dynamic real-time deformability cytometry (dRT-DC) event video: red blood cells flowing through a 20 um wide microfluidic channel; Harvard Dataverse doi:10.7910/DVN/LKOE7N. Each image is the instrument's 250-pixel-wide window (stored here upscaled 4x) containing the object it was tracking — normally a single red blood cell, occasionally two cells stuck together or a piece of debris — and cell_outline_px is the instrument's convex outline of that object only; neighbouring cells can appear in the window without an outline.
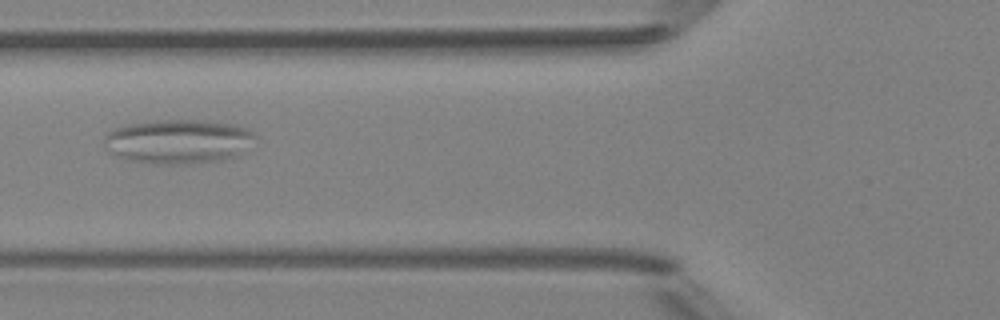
{"species": "Egyptian fruit bat (a non-hibernating species)", "species_latin": "Rousettus aegyptiacus", "temperature_condition": "room temperature", "stored_images_in_passage": 10, "camera_frame_rate_fps": 3000, "um_per_image_px": 0.085, "animal": {"sex": "female"}, "frame": {"image": 1, "passage_image": 5, "time_ms": 4.667, "image_size_px": [1000, 320], "cell_outline_px": [[256, 136], [236, 156], [220, 160], [188, 164], [152, 164], [124, 160], [116, 156], [104, 144], [104, 136], [108, 132], [124, 124], [156, 120], [200, 120], [232, 124], [248, 128]], "centroid_in_image_um": [15.09, 12.02], "position_along_channel_um": 110.7, "area_um2": 38.96}}
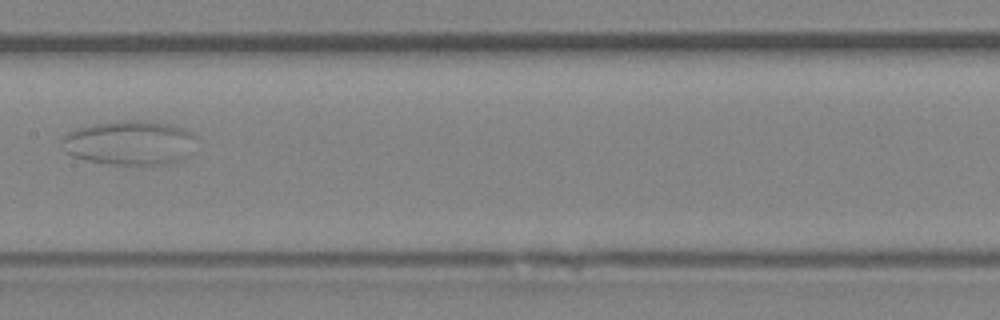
{"frame": {"image": 2, "passage_image": 7, "time_ms": 7.0, "image_size_px": [1000, 320], "cell_outline_px": [[196, 136], [192, 152], [184, 160], [168, 164], [112, 164], [88, 160], [72, 156], [64, 152], [64, 136], [68, 132], [76, 128], [116, 120], [144, 120], [168, 124], [184, 128], [192, 132]], "centroid_in_image_um": [11.08, 12.13], "position_along_channel_um": 196.3, "area_um2": 34.91}}
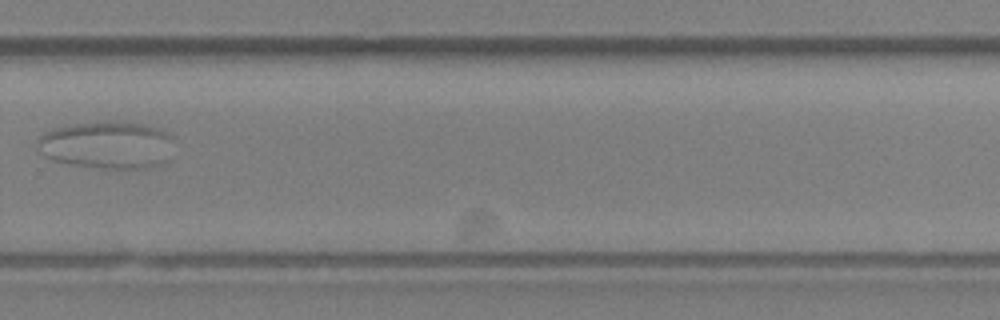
{"frame": {"image": 3, "passage_image": 10, "time_ms": 10.333, "image_size_px": [1000, 320], "cell_outline_px": [[172, 136], [160, 164], [140, 168], [104, 168], [72, 164], [52, 160], [44, 156], [36, 148], [36, 140], [44, 132], [52, 128], [72, 124], [104, 120], [128, 120], [148, 124], [160, 128], [168, 132]], "centroid_in_image_um": [8.99, 12.26], "position_along_channel_um": 320.8, "area_um2": 37.86}}